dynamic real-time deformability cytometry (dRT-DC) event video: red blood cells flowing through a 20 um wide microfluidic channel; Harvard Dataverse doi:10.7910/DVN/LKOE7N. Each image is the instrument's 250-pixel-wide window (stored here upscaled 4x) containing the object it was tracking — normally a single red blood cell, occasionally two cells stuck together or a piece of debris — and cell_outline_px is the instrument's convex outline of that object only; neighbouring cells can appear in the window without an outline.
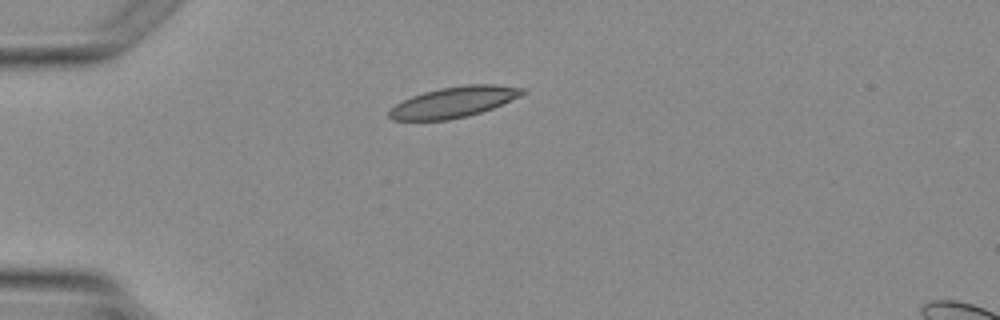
{"species": "Egyptian fruit bat (a non-hibernating species)", "species_latin": "Rousettus aegyptiacus", "temperature_condition": "warm", "stored_images_in_passage": 2, "camera_frame_rate_fps": 3000, "um_per_image_px": 0.085, "animal": {"sex": "female"}, "frame": {"image": 1, "passage_image": 1, "time_ms": 0.0, "image_size_px": [1000, 320], "cell_outline_px": [[524, 92], [520, 96], [492, 108], [480, 112], [448, 120], [392, 120], [388, 116], [388, 112], [396, 104], [412, 96], [424, 92], [440, 88], [464, 84], [496, 84], [524, 88]], "centroid_in_image_um": [38.56, 8.67], "position_along_channel_um": 46.4, "area_um2": 23.58}}